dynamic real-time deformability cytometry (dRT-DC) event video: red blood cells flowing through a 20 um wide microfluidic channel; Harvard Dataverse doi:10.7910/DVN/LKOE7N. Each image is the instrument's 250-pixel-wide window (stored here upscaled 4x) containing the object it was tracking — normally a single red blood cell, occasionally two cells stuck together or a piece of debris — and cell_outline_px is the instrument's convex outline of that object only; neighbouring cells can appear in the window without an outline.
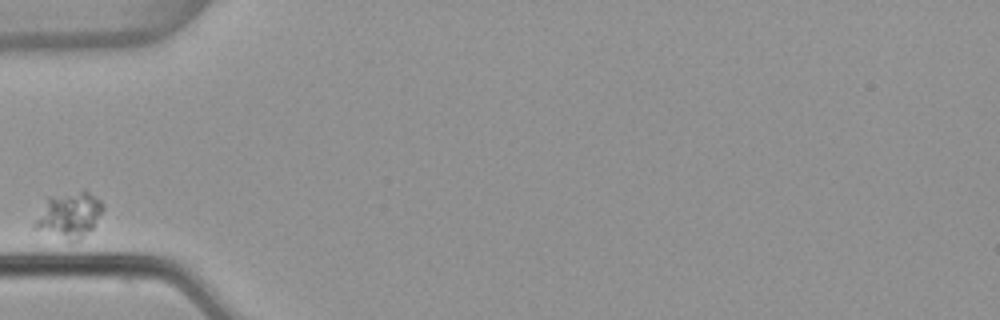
{"species": "common noctule bat (a hibernating species)", "species_latin": "Nyctalus noctula", "temperature_condition": "warm", "stored_images_in_passage": 1, "camera_frame_rate_fps": 3000, "um_per_image_px": 0.085, "animal": {"sex": "female", "body_mass_g": 22.7, "forearm_length_mm": 54.2}, "frame": {"image": 1, "passage_image": 1, "time_ms": 0.0, "image_size_px": [1000, 320], "cell_outline_px": [[104, 208], [92, 228], [80, 240], [72, 244], [68, 244], [32, 228], [32, 224], [48, 196], [84, 188], [100, 200], [104, 204]], "centroid_in_image_um": [5.84, 18.31], "position_along_channel_um": 79.2, "area_um2": 19.13}}